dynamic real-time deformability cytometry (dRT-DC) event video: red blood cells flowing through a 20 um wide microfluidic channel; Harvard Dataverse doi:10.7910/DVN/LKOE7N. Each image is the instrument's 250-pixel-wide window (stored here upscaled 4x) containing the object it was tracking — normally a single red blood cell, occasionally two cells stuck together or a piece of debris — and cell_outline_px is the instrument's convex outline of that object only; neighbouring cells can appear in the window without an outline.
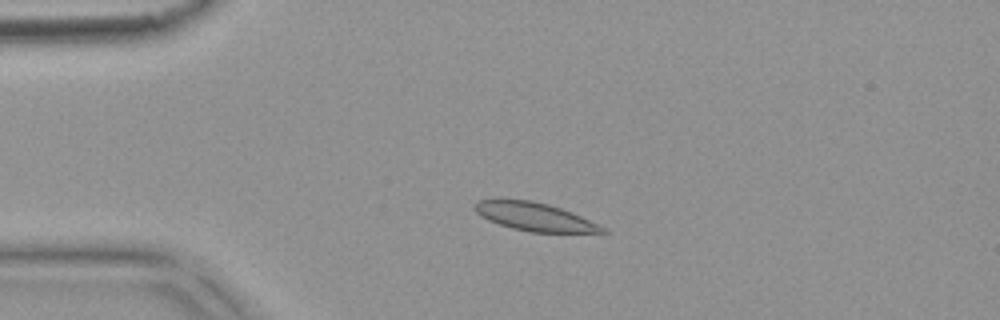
{"species": "common noctule bat (a hibernating species)", "species_latin": "Nyctalus noctula", "temperature_condition": "warm", "stored_images_in_passage": 4, "camera_frame_rate_fps": 3000, "um_per_image_px": 0.085, "animal": {"sex": "female", "body_mass_g": 18.4}, "frame": {"image": 1, "passage_image": 2, "time_ms": 0.333, "image_size_px": [1000, 320], "cell_outline_px": [[608, 232], [528, 232], [512, 228], [488, 220], [480, 216], [472, 208], [476, 200], [532, 200], [548, 204], [572, 212], [604, 228]], "centroid_in_image_um": [45.37, 18.42], "position_along_channel_um": 39.6, "area_um2": 20.63}}